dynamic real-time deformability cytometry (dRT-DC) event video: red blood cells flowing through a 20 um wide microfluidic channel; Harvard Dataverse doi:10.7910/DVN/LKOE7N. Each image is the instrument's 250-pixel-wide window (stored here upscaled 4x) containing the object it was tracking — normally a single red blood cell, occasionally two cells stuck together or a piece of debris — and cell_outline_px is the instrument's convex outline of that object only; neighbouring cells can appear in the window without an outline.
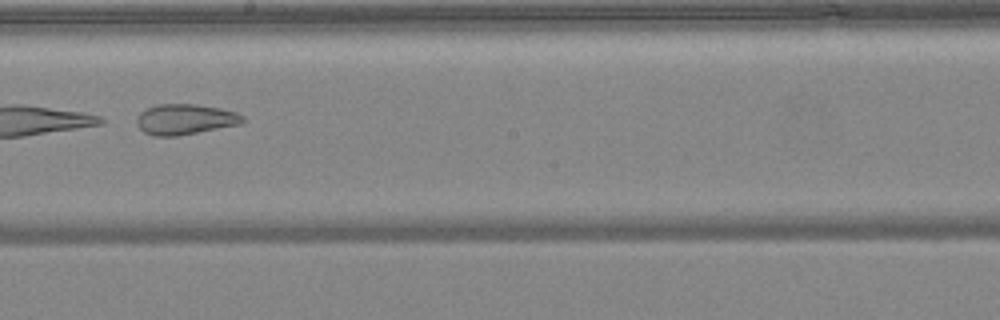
{"species": "common noctule bat (a hibernating species)", "species_latin": "Nyctalus noctula", "temperature_condition": "warm", "stored_images_in_passage": 49, "camera_frame_rate_fps": 3000, "um_per_image_px": 0.085, "animal": {"sex": "female", "body_mass_g": 24.6, "forearm_length_mm": 56.2}, "frame": {"image": 1, "passage_image": 28, "time_ms": 9.0, "image_size_px": [1000, 320], "cell_outline_px": [[248, 120], [240, 124], [176, 136], [152, 136], [144, 132], [136, 124], [136, 120], [140, 112], [148, 108], [160, 104], [196, 104], [220, 108], [236, 112], [244, 116]], "centroid_in_image_um": [15.75, 10.14], "position_along_channel_um": 232.5, "area_um2": 18.84}}